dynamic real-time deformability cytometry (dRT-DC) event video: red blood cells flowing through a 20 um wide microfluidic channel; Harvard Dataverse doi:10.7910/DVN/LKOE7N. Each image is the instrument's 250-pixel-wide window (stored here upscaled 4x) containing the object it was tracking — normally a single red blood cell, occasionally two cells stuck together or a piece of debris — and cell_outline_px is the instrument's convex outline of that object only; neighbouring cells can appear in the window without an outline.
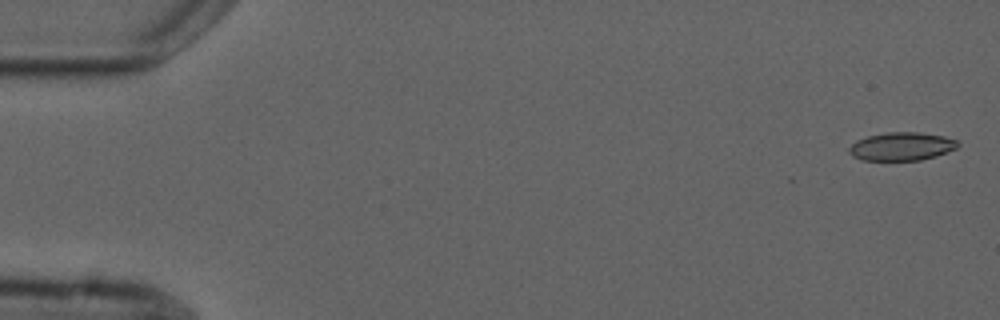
{"species": "common noctule bat (a hibernating species)", "species_latin": "Nyctalus noctula", "temperature_condition": "cold", "stored_images_in_passage": 4, "camera_frame_rate_fps": 3000, "um_per_image_px": 0.085, "animal": {"sex": "male", "forearm_length_mm": 52.5}, "frame": {"image": 1, "passage_image": 1, "time_ms": 0.0, "image_size_px": [1000, 320], "cell_outline_px": [[960, 144], [956, 148], [936, 156], [920, 160], [860, 160], [852, 156], [848, 152], [848, 148], [856, 140], [868, 136], [884, 132], [920, 132], [944, 136], [956, 140]], "centroid_in_image_um": [76.61, 12.44], "position_along_channel_um": 8.4, "area_um2": 17.98}}